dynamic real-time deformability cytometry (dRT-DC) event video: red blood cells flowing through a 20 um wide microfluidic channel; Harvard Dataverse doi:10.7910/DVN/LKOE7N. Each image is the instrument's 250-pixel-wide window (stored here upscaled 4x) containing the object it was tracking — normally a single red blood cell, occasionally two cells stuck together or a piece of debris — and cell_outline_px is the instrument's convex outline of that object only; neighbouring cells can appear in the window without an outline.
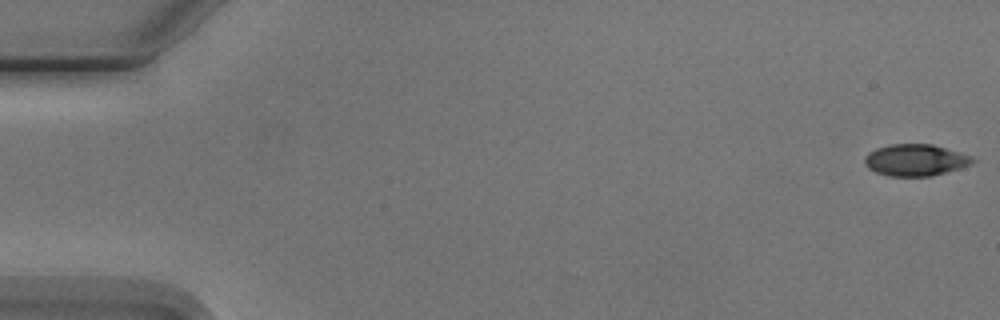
{"species": "Egyptian fruit bat (a non-hibernating species)", "species_latin": "Rousettus aegyptiacus", "temperature_condition": "cold", "stored_images_in_passage": 6, "segment_of_instrument_passage": [1, 2], "camera_frame_rate_fps": 3000, "um_per_image_px": 0.085, "animal": {"sex": "male"}, "frame": {"image": 1, "passage_image": 1, "time_ms": 0.0, "image_size_px": [1000, 320], "cell_outline_px": [[976, 160], [972, 164], [960, 168], [932, 176], [888, 176], [876, 172], [868, 168], [864, 164], [864, 156], [868, 152], [876, 148], [892, 144], [932, 144], [972, 156]], "centroid_in_image_um": [77.8, 13.61], "position_along_channel_um": 7.2, "area_um2": 20.0}}